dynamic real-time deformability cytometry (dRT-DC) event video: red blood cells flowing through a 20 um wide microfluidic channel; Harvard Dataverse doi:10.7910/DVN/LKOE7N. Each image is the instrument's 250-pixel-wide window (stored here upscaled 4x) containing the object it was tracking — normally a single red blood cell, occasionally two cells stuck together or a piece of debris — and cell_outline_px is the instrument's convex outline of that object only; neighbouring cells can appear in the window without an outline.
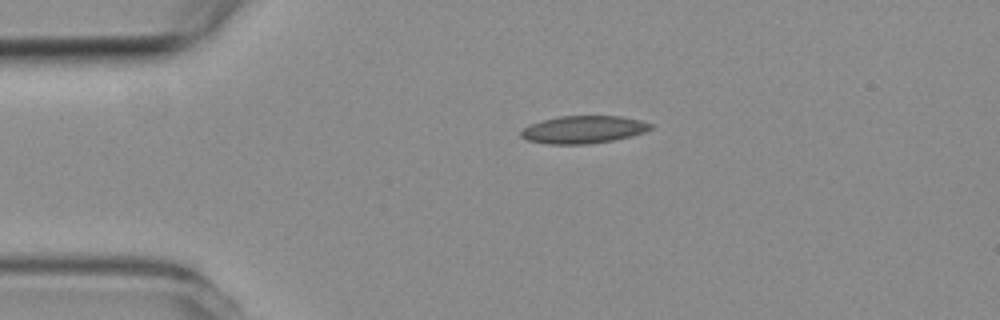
{"species": "common noctule bat (a hibernating species)", "species_latin": "Nyctalus noctula", "temperature_condition": "room temperature", "stored_images_in_passage": 3, "camera_frame_rate_fps": 3000, "um_per_image_px": 0.085, "animal": {"sex": "female", "body_mass_g": 19.3, "forearm_length_mm": 54.1}, "frame": {"image": 1, "passage_image": 2, "time_ms": 1.333, "image_size_px": [1000, 320], "cell_outline_px": [[652, 128], [644, 132], [632, 136], [612, 140], [588, 144], [548, 144], [528, 140], [520, 136], [520, 132], [524, 128], [532, 124], [544, 120], [560, 116], [620, 116], [640, 120], [652, 124]], "centroid_in_image_um": [49.61, 11.01], "position_along_channel_um": 35.4, "area_um2": 20.63}}